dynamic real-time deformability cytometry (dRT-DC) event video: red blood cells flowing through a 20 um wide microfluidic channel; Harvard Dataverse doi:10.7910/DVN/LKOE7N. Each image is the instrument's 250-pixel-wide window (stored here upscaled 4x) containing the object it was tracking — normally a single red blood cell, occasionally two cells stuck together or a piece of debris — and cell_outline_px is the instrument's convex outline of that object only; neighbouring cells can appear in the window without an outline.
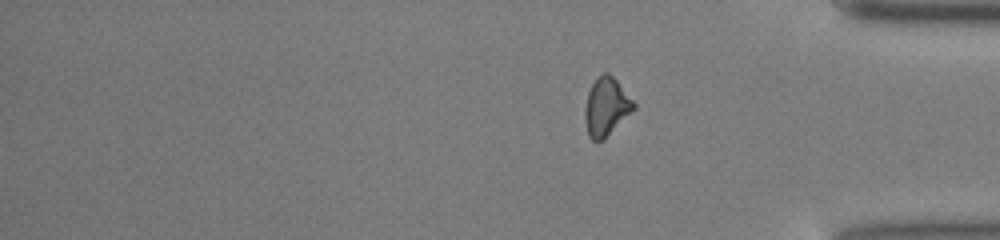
{"species": "common noctule bat (a hibernating species)", "species_latin": "Nyctalus noctula", "temperature_condition": "cold", "stored_images_in_passage": 51, "segment_of_instrument_passage": [2, 2], "camera_frame_rate_fps": 3000, "um_per_image_px": 0.085, "animal": {"sex": "male", "body_mass_g": 13.0, "forearm_length_mm": 53.1}, "frame": {"image": 1, "passage_image": 51, "time_ms": 16.667, "image_size_px": [1000, 240], "cell_outline_px": [[636, 108], [600, 140], [592, 140], [588, 136], [584, 116], [584, 108], [588, 92], [592, 84], [604, 72], [608, 72], [616, 80], [636, 104]], "centroid_in_image_um": [51.51, 9.05], "position_along_channel_um": 383.7, "area_um2": 16.01}}